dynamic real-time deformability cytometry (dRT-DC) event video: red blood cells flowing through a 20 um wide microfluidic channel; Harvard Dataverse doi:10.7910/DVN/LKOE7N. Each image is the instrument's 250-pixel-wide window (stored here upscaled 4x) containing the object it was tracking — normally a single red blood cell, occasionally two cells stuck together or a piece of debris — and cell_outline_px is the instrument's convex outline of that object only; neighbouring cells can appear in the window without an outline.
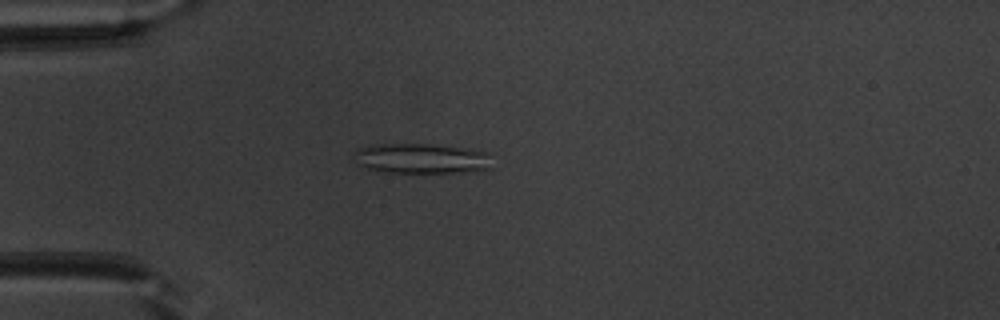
{"species": "common noctule bat (a hibernating species)", "species_latin": "Nyctalus noctula", "temperature_condition": "warm", "stored_images_in_passage": 37, "camera_frame_rate_fps": 3000, "um_per_image_px": 0.085, "animal": {"sex": "male", "body_mass_g": 20.1, "forearm_length_mm": 53.5}, "frame": {"image": 1, "passage_image": 1, "time_ms": 0.0, "image_size_px": [1000, 320], "cell_outline_px": [[492, 168], [468, 172], [388, 172], [368, 168], [356, 164], [352, 152], [356, 148], [372, 144], [432, 144], [488, 152]], "centroid_in_image_um": [35.76, 13.46], "position_along_channel_um": 49.2, "area_um2": 24.28}}
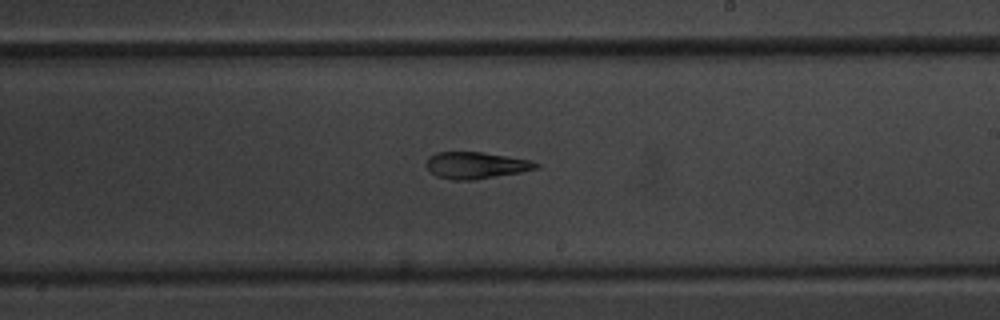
{"frame": {"image": 2, "passage_image": 17, "time_ms": 5.333, "image_size_px": [1000, 320], "cell_outline_px": [[540, 168], [520, 172], [476, 180], [452, 180], [436, 176], [424, 164], [428, 156], [436, 152], [484, 152], [532, 160], [540, 164]], "centroid_in_image_um": [40.46, 14.05], "position_along_channel_um": 248.5, "area_um2": 17.34}}
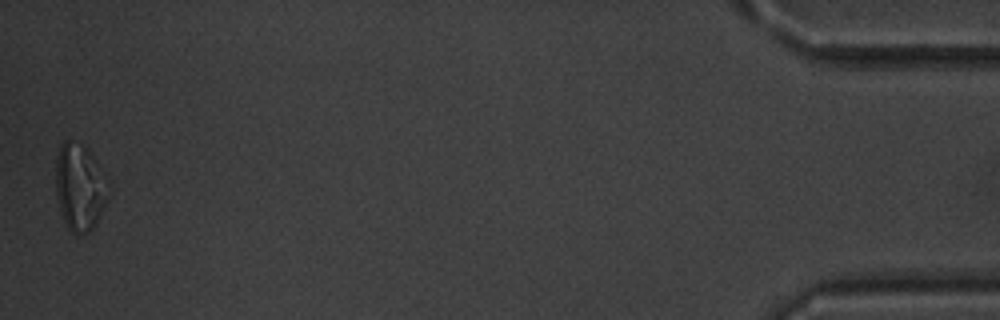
{"frame": {"image": 3, "passage_image": 37, "time_ms": 12.0, "image_size_px": [1000, 320], "cell_outline_px": [[108, 200], [96, 224], [88, 232], [80, 236], [76, 236], [68, 228], [60, 212], [56, 192], [56, 156], [64, 140], [68, 140], [76, 148], [108, 196]], "centroid_in_image_um": [6.62, 16.23], "position_along_channel_um": 428.6, "area_um2": 23.18}, "authors_computed_cell_mechanics": {"area_um2": 17.9758, "velocity_mm_per_s": 4.0033, "shape_relaxation_time_tau1_ms": null, "shape_relaxation_time_tau2_ms": 3.7865, "deformation_change_tau1": null, "deformation_change_tau2": 0.1297}}